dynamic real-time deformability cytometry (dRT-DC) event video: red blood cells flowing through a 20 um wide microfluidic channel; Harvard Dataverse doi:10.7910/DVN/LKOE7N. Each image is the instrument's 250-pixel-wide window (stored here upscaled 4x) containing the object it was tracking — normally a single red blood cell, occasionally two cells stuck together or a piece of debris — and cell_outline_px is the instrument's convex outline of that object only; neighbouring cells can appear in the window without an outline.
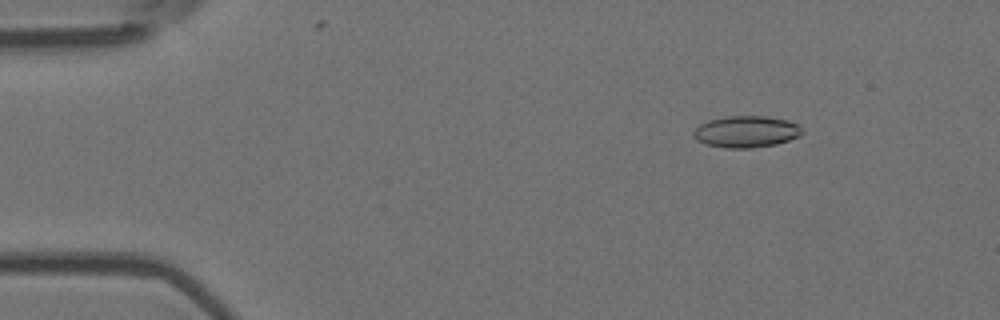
{"species": "Egyptian fruit bat (a non-hibernating species)", "species_latin": "Rousettus aegyptiacus", "temperature_condition": "room temperature", "stored_images_in_passage": 6, "camera_frame_rate_fps": 3000, "um_per_image_px": 0.085, "animal": {"sex": "female"}, "frame": {"image": 1, "passage_image": 2, "time_ms": 0.333, "image_size_px": [1000, 320], "cell_outline_px": [[804, 132], [800, 136], [776, 144], [752, 148], [728, 148], [704, 144], [696, 140], [692, 136], [692, 132], [700, 124], [708, 120], [728, 116], [768, 116], [788, 120], [796, 124]], "centroid_in_image_um": [63.4, 11.19], "position_along_channel_um": 21.6, "area_um2": 20.11}}
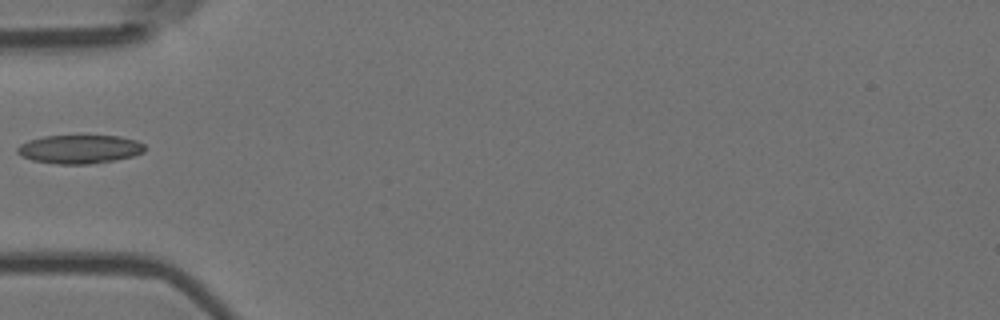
{"frame": {"image": 2, "passage_image": 5, "time_ms": 1.333, "image_size_px": [1000, 320], "cell_outline_px": [[144, 152], [132, 156], [116, 160], [88, 164], [56, 164], [32, 160], [20, 156], [16, 152], [16, 148], [20, 144], [28, 140], [44, 136], [120, 136], [136, 140], [144, 144]], "centroid_in_image_um": [6.73, 12.68], "position_along_channel_um": 78.3, "area_um2": 21.33}}
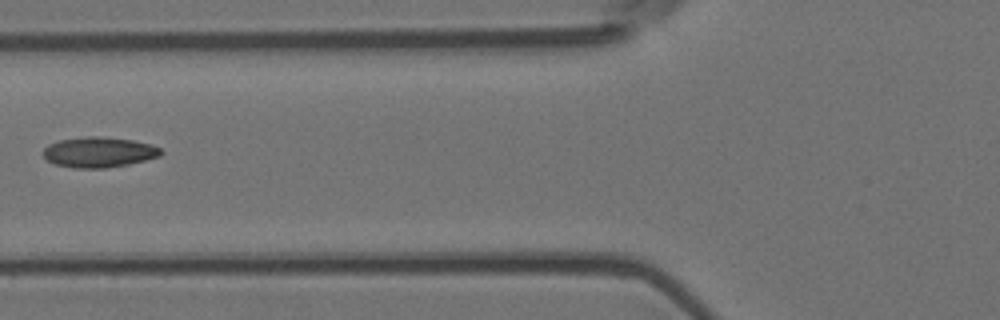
{"frame": {"image": 3, "passage_image": 6, "time_ms": 1.667, "image_size_px": [1000, 320], "cell_outline_px": [[164, 152], [160, 156], [128, 164], [104, 168], [72, 168], [56, 164], [48, 160], [40, 152], [48, 144], [60, 140], [88, 136], [100, 136], [132, 140], [152, 144], [160, 148]], "centroid_in_image_um": [8.4, 12.93], "position_along_channel_um": 117.4, "area_um2": 20.87}}